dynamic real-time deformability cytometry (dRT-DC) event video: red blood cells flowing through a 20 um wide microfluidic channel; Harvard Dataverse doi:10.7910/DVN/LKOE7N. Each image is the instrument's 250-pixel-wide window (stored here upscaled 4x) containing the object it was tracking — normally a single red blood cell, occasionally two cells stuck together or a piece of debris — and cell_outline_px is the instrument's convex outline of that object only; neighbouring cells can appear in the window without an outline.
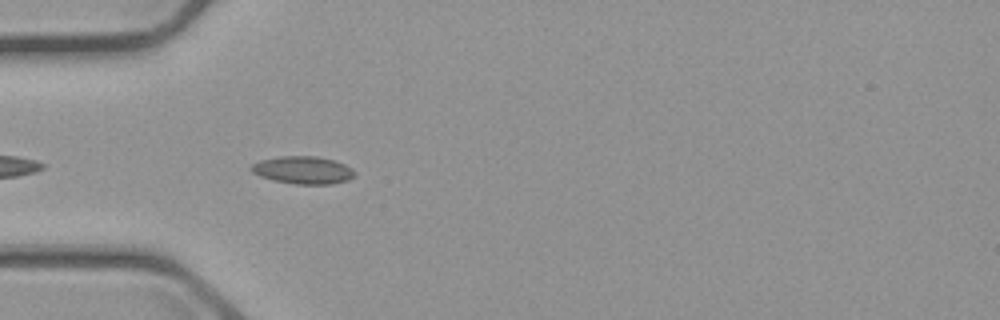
{"species": "common noctule bat (a hibernating species)", "species_latin": "Nyctalus noctula", "temperature_condition": "cold", "stored_images_in_passage": 4, "camera_frame_rate_fps": 3000, "um_per_image_px": 0.085, "animal": {"sex": "male", "body_mass_g": 23.1, "forearm_length_mm": 52.7}, "frame": {"image": 1, "passage_image": 4, "time_ms": 3.667, "image_size_px": [1000, 320], "cell_outline_px": [[356, 172], [348, 180], [332, 184], [296, 184], [272, 180], [260, 176], [252, 172], [248, 168], [252, 164], [260, 160], [280, 156], [316, 156], [336, 160], [352, 168]], "centroid_in_image_um": [25.74, 14.45], "position_along_channel_um": 59.3, "area_um2": 16.76}}